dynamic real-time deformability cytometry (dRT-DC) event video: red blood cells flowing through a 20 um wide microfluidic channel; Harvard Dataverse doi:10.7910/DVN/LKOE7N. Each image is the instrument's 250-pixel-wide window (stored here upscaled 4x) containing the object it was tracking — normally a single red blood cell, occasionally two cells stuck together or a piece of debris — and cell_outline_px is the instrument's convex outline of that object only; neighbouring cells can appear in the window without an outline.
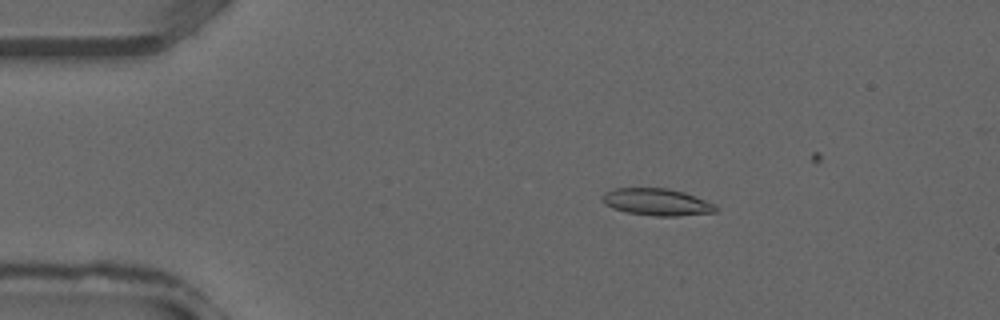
{"species": "common noctule bat (a hibernating species)", "species_latin": "Nyctalus noctula", "temperature_condition": "warm", "stored_images_in_passage": 8, "camera_frame_rate_fps": 3000, "um_per_image_px": 0.085, "animal": {"sex": "male", "forearm_length_mm": 52.5}, "frame": {"image": 1, "passage_image": 3, "time_ms": 0.667, "image_size_px": [1000, 320], "cell_outline_px": [[720, 208], [716, 212], [676, 216], [656, 216], [628, 212], [612, 208], [604, 204], [600, 200], [600, 196], [604, 192], [612, 188], [668, 188], [684, 192], [716, 204]], "centroid_in_image_um": [55.81, 17.16], "position_along_channel_um": 29.2, "area_um2": 18.09}}